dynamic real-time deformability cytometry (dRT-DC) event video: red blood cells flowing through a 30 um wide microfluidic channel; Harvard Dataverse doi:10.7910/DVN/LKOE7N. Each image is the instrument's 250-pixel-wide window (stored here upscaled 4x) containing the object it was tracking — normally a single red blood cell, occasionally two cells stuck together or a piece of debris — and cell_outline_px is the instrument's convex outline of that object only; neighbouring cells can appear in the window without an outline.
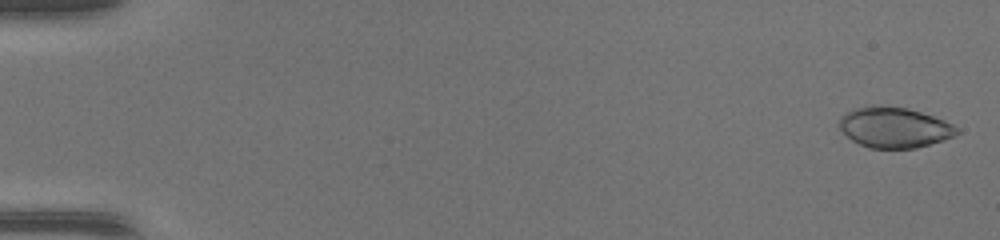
{"species": "common noctule bat (a hibernating species)", "species_latin": "Nyctalus noctula", "temperature_condition": "warm", "stored_images_in_passage": 48, "camera_frame_rate_fps": 3000, "um_per_image_px": 0.085, "animal": {"sex": "female", "body_mass_g": 17.0, "forearm_length_mm": 48.0}, "frame": {"image": 1, "passage_image": 2, "time_ms": 0.333, "image_size_px": [1000, 240], "cell_outline_px": [[960, 132], [956, 136], [944, 140], [916, 148], [868, 148], [852, 140], [836, 124], [840, 116], [844, 112], [856, 108], [872, 104], [884, 104], [908, 108], [944, 120], [952, 124]], "centroid_in_image_um": [75.98, 10.81], "position_along_channel_um": 9.0, "area_um2": 28.15}}
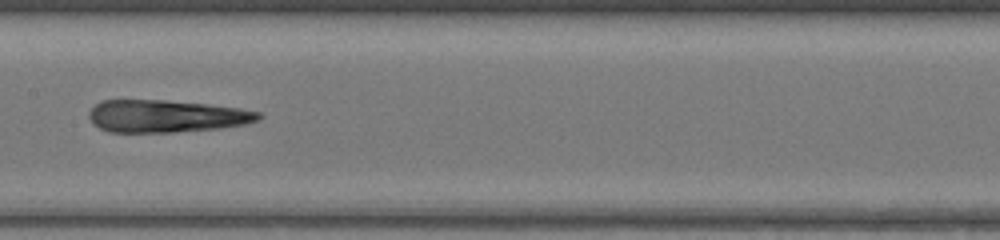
{"frame": {"image": 2, "passage_image": 26, "time_ms": 8.333, "image_size_px": [1000, 240], "cell_outline_px": [[264, 116], [260, 120], [248, 124], [220, 128], [172, 132], [108, 132], [92, 124], [88, 116], [88, 112], [100, 100], [164, 100], [208, 104], [240, 108], [260, 112]], "centroid_in_image_um": [14.15, 9.87], "position_along_channel_um": 193.2, "area_um2": 32.31}}
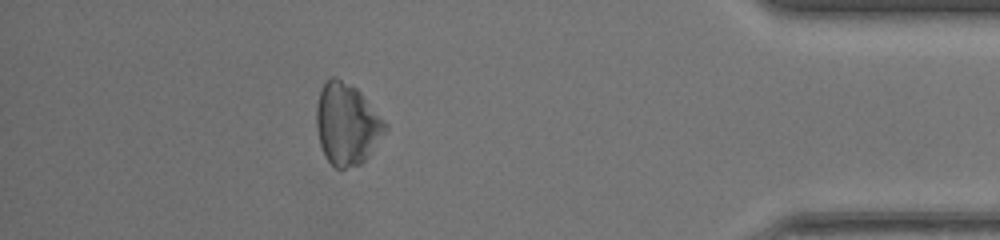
{"frame": {"image": 3, "passage_image": 43, "time_ms": 14.0, "image_size_px": [1000, 240], "cell_outline_px": [[388, 128], [368, 156], [360, 164], [344, 168], [336, 168], [324, 156], [320, 144], [316, 128], [316, 104], [320, 92], [324, 84], [332, 76], [336, 76], [356, 88], [360, 92], [388, 124]], "centroid_in_image_um": [29.47, 10.54], "position_along_channel_um": 405.7, "area_um2": 32.48}}